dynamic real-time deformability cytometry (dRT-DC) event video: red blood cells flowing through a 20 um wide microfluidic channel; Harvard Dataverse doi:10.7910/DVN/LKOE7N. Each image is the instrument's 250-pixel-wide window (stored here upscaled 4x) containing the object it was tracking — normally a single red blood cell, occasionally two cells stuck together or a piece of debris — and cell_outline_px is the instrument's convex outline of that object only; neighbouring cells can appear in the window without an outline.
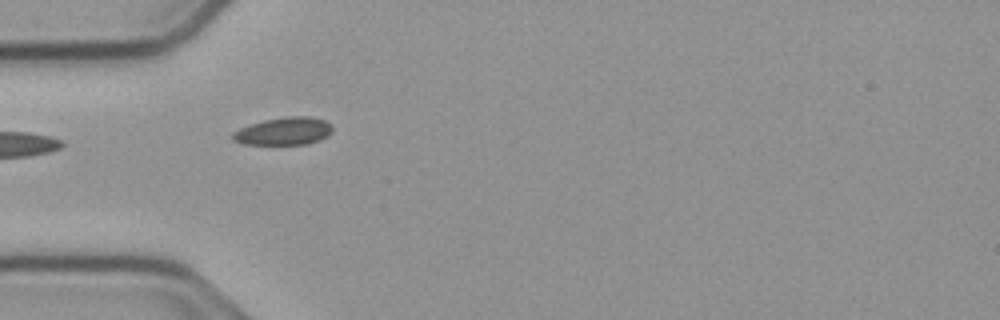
{"species": "common noctule bat (a hibernating species)", "species_latin": "Nyctalus noctula", "temperature_condition": "cold", "stored_images_in_passage": 7, "camera_frame_rate_fps": 3000, "um_per_image_px": 0.085, "animal": {"sex": "male", "body_mass_g": 23.1, "forearm_length_mm": 52.7}, "frame": {"image": 1, "passage_image": 1, "time_ms": 0.0, "image_size_px": [1000, 320], "cell_outline_px": [[332, 132], [328, 136], [320, 140], [308, 144], [244, 144], [232, 140], [232, 132], [240, 128], [264, 120], [284, 116], [308, 116], [324, 120], [332, 124]], "centroid_in_image_um": [24.15, 11.15], "position_along_channel_um": 60.9, "area_um2": 16.18}}